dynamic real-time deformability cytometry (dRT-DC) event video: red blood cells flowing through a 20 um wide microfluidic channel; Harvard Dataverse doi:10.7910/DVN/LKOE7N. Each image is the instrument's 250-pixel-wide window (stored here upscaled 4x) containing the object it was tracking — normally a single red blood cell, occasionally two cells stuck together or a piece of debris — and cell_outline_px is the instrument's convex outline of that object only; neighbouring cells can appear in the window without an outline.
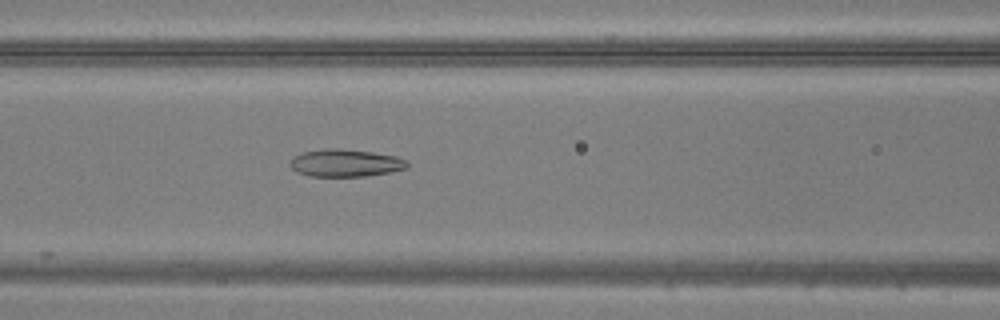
{"species": "common noctule bat (a hibernating species)", "species_latin": "Nyctalus noctula", "temperature_condition": "warm", "stored_images_in_passage": 42, "camera_frame_rate_fps": 3000, "um_per_image_px": 0.085, "animal": {"sex": "male", "body_mass_g": 20.5, "forearm_length_mm": 52.5}, "frame": {"image": 1, "passage_image": 14, "time_ms": 4.333, "image_size_px": [1000, 320], "cell_outline_px": [[408, 168], [388, 172], [364, 176], [308, 176], [296, 172], [288, 164], [296, 156], [304, 152], [324, 148], [340, 148], [372, 152], [396, 156], [408, 160]], "centroid_in_image_um": [29.37, 13.85], "position_along_channel_um": 137.2, "area_um2": 18.73}}
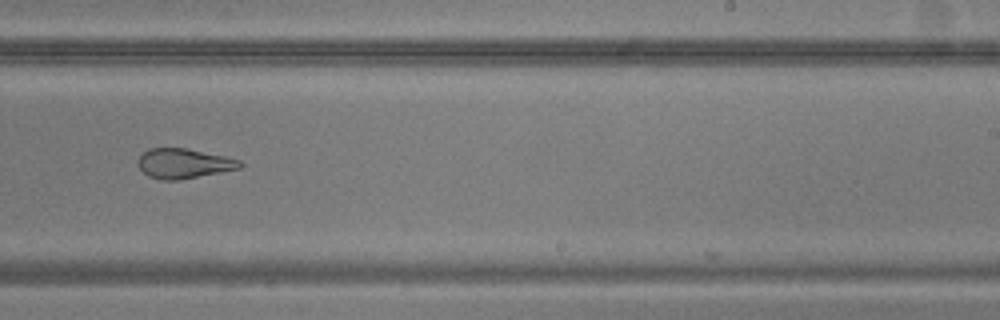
{"frame": {"image": 2, "passage_image": 24, "time_ms": 7.667, "image_size_px": [1000, 320], "cell_outline_px": [[244, 164], [240, 168], [180, 180], [160, 180], [148, 176], [136, 164], [136, 160], [148, 148], [184, 148], [224, 156], [240, 160]], "centroid_in_image_um": [15.58, 13.9], "position_along_channel_um": 273.4, "area_um2": 17.69}}
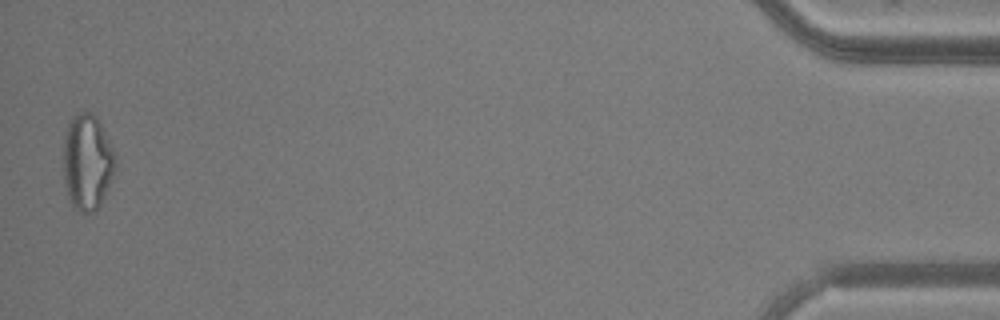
{"frame": {"image": 3, "passage_image": 42, "time_ms": 13.667, "image_size_px": [1000, 320], "cell_outline_px": [[116, 164], [112, 176], [104, 196], [100, 204], [92, 212], [84, 216], [72, 208], [68, 200], [64, 180], [64, 136], [68, 124], [72, 116], [76, 112], [84, 108], [92, 112], [96, 116], [112, 148], [116, 160]], "centroid_in_image_um": [7.38, 13.78], "position_along_channel_um": 427.8, "area_um2": 29.36}}